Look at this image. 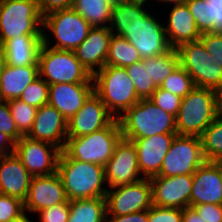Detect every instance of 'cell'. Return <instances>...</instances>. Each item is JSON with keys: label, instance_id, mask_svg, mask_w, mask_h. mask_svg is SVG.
Here are the masks:
<instances>
[{"label": "cell", "instance_id": "cell-31", "mask_svg": "<svg viewBox=\"0 0 222 222\" xmlns=\"http://www.w3.org/2000/svg\"><path fill=\"white\" fill-rule=\"evenodd\" d=\"M200 138L205 160L222 162V120L216 117Z\"/></svg>", "mask_w": 222, "mask_h": 222}, {"label": "cell", "instance_id": "cell-44", "mask_svg": "<svg viewBox=\"0 0 222 222\" xmlns=\"http://www.w3.org/2000/svg\"><path fill=\"white\" fill-rule=\"evenodd\" d=\"M193 208L205 222H222V205L220 204H198Z\"/></svg>", "mask_w": 222, "mask_h": 222}, {"label": "cell", "instance_id": "cell-1", "mask_svg": "<svg viewBox=\"0 0 222 222\" xmlns=\"http://www.w3.org/2000/svg\"><path fill=\"white\" fill-rule=\"evenodd\" d=\"M57 173L62 179L69 201L106 196L108 189L102 187L106 184L102 165L69 158L61 151L57 163Z\"/></svg>", "mask_w": 222, "mask_h": 222}, {"label": "cell", "instance_id": "cell-41", "mask_svg": "<svg viewBox=\"0 0 222 222\" xmlns=\"http://www.w3.org/2000/svg\"><path fill=\"white\" fill-rule=\"evenodd\" d=\"M0 131L8 135L15 143L22 138L11 116L8 101L0 100Z\"/></svg>", "mask_w": 222, "mask_h": 222}, {"label": "cell", "instance_id": "cell-24", "mask_svg": "<svg viewBox=\"0 0 222 222\" xmlns=\"http://www.w3.org/2000/svg\"><path fill=\"white\" fill-rule=\"evenodd\" d=\"M164 26L167 40L172 49H177L182 44L199 40L201 33L196 26L194 17L187 4L174 5Z\"/></svg>", "mask_w": 222, "mask_h": 222}, {"label": "cell", "instance_id": "cell-50", "mask_svg": "<svg viewBox=\"0 0 222 222\" xmlns=\"http://www.w3.org/2000/svg\"><path fill=\"white\" fill-rule=\"evenodd\" d=\"M215 95V114L222 120V86L214 89Z\"/></svg>", "mask_w": 222, "mask_h": 222}, {"label": "cell", "instance_id": "cell-39", "mask_svg": "<svg viewBox=\"0 0 222 222\" xmlns=\"http://www.w3.org/2000/svg\"><path fill=\"white\" fill-rule=\"evenodd\" d=\"M25 212L24 201L0 193V222H8Z\"/></svg>", "mask_w": 222, "mask_h": 222}, {"label": "cell", "instance_id": "cell-15", "mask_svg": "<svg viewBox=\"0 0 222 222\" xmlns=\"http://www.w3.org/2000/svg\"><path fill=\"white\" fill-rule=\"evenodd\" d=\"M152 186V204L159 207H190L192 174L171 177L153 176L149 178Z\"/></svg>", "mask_w": 222, "mask_h": 222}, {"label": "cell", "instance_id": "cell-37", "mask_svg": "<svg viewBox=\"0 0 222 222\" xmlns=\"http://www.w3.org/2000/svg\"><path fill=\"white\" fill-rule=\"evenodd\" d=\"M186 4L200 33L211 32L209 3L206 0H188Z\"/></svg>", "mask_w": 222, "mask_h": 222}, {"label": "cell", "instance_id": "cell-45", "mask_svg": "<svg viewBox=\"0 0 222 222\" xmlns=\"http://www.w3.org/2000/svg\"><path fill=\"white\" fill-rule=\"evenodd\" d=\"M209 3L211 32L222 33V0H206Z\"/></svg>", "mask_w": 222, "mask_h": 222}, {"label": "cell", "instance_id": "cell-17", "mask_svg": "<svg viewBox=\"0 0 222 222\" xmlns=\"http://www.w3.org/2000/svg\"><path fill=\"white\" fill-rule=\"evenodd\" d=\"M206 203L222 205V162L205 161L192 174L190 207Z\"/></svg>", "mask_w": 222, "mask_h": 222}, {"label": "cell", "instance_id": "cell-26", "mask_svg": "<svg viewBox=\"0 0 222 222\" xmlns=\"http://www.w3.org/2000/svg\"><path fill=\"white\" fill-rule=\"evenodd\" d=\"M38 77V65L16 67L6 64L0 79V100L19 99L24 89Z\"/></svg>", "mask_w": 222, "mask_h": 222}, {"label": "cell", "instance_id": "cell-40", "mask_svg": "<svg viewBox=\"0 0 222 222\" xmlns=\"http://www.w3.org/2000/svg\"><path fill=\"white\" fill-rule=\"evenodd\" d=\"M148 222H182V209L152 205L148 209Z\"/></svg>", "mask_w": 222, "mask_h": 222}, {"label": "cell", "instance_id": "cell-47", "mask_svg": "<svg viewBox=\"0 0 222 222\" xmlns=\"http://www.w3.org/2000/svg\"><path fill=\"white\" fill-rule=\"evenodd\" d=\"M106 222H148V210L120 216H106Z\"/></svg>", "mask_w": 222, "mask_h": 222}, {"label": "cell", "instance_id": "cell-38", "mask_svg": "<svg viewBox=\"0 0 222 222\" xmlns=\"http://www.w3.org/2000/svg\"><path fill=\"white\" fill-rule=\"evenodd\" d=\"M149 100L164 111L171 113L175 117L181 106L182 98L160 87L153 92Z\"/></svg>", "mask_w": 222, "mask_h": 222}, {"label": "cell", "instance_id": "cell-18", "mask_svg": "<svg viewBox=\"0 0 222 222\" xmlns=\"http://www.w3.org/2000/svg\"><path fill=\"white\" fill-rule=\"evenodd\" d=\"M67 201L62 179L57 172L49 176H32L24 209L25 212L37 213Z\"/></svg>", "mask_w": 222, "mask_h": 222}, {"label": "cell", "instance_id": "cell-49", "mask_svg": "<svg viewBox=\"0 0 222 222\" xmlns=\"http://www.w3.org/2000/svg\"><path fill=\"white\" fill-rule=\"evenodd\" d=\"M182 222H205L202 216L193 208L186 207L182 209Z\"/></svg>", "mask_w": 222, "mask_h": 222}, {"label": "cell", "instance_id": "cell-55", "mask_svg": "<svg viewBox=\"0 0 222 222\" xmlns=\"http://www.w3.org/2000/svg\"><path fill=\"white\" fill-rule=\"evenodd\" d=\"M119 1H127V0H115V2H119Z\"/></svg>", "mask_w": 222, "mask_h": 222}, {"label": "cell", "instance_id": "cell-12", "mask_svg": "<svg viewBox=\"0 0 222 222\" xmlns=\"http://www.w3.org/2000/svg\"><path fill=\"white\" fill-rule=\"evenodd\" d=\"M106 216H120L152 207V186L149 178L117 187L106 192Z\"/></svg>", "mask_w": 222, "mask_h": 222}, {"label": "cell", "instance_id": "cell-11", "mask_svg": "<svg viewBox=\"0 0 222 222\" xmlns=\"http://www.w3.org/2000/svg\"><path fill=\"white\" fill-rule=\"evenodd\" d=\"M122 37L137 49L141 59L155 57L171 49L164 24L149 12L126 29Z\"/></svg>", "mask_w": 222, "mask_h": 222}, {"label": "cell", "instance_id": "cell-10", "mask_svg": "<svg viewBox=\"0 0 222 222\" xmlns=\"http://www.w3.org/2000/svg\"><path fill=\"white\" fill-rule=\"evenodd\" d=\"M205 161L199 136L176 135L158 176L193 174Z\"/></svg>", "mask_w": 222, "mask_h": 222}, {"label": "cell", "instance_id": "cell-23", "mask_svg": "<svg viewBox=\"0 0 222 222\" xmlns=\"http://www.w3.org/2000/svg\"><path fill=\"white\" fill-rule=\"evenodd\" d=\"M32 175L15 153L0 157V193L24 201Z\"/></svg>", "mask_w": 222, "mask_h": 222}, {"label": "cell", "instance_id": "cell-25", "mask_svg": "<svg viewBox=\"0 0 222 222\" xmlns=\"http://www.w3.org/2000/svg\"><path fill=\"white\" fill-rule=\"evenodd\" d=\"M43 35H21L7 40L1 47L6 63L23 67L38 65V55L43 44Z\"/></svg>", "mask_w": 222, "mask_h": 222}, {"label": "cell", "instance_id": "cell-20", "mask_svg": "<svg viewBox=\"0 0 222 222\" xmlns=\"http://www.w3.org/2000/svg\"><path fill=\"white\" fill-rule=\"evenodd\" d=\"M112 34L109 27H92L86 39L74 50L76 58L91 76L106 66Z\"/></svg>", "mask_w": 222, "mask_h": 222}, {"label": "cell", "instance_id": "cell-7", "mask_svg": "<svg viewBox=\"0 0 222 222\" xmlns=\"http://www.w3.org/2000/svg\"><path fill=\"white\" fill-rule=\"evenodd\" d=\"M92 26L75 10L63 9L50 12L43 16V44L54 49L74 51L87 37ZM55 44L51 45L49 35Z\"/></svg>", "mask_w": 222, "mask_h": 222}, {"label": "cell", "instance_id": "cell-43", "mask_svg": "<svg viewBox=\"0 0 222 222\" xmlns=\"http://www.w3.org/2000/svg\"><path fill=\"white\" fill-rule=\"evenodd\" d=\"M199 40L207 52L222 66V33H202Z\"/></svg>", "mask_w": 222, "mask_h": 222}, {"label": "cell", "instance_id": "cell-28", "mask_svg": "<svg viewBox=\"0 0 222 222\" xmlns=\"http://www.w3.org/2000/svg\"><path fill=\"white\" fill-rule=\"evenodd\" d=\"M113 0H74L72 9L92 27H109Z\"/></svg>", "mask_w": 222, "mask_h": 222}, {"label": "cell", "instance_id": "cell-29", "mask_svg": "<svg viewBox=\"0 0 222 222\" xmlns=\"http://www.w3.org/2000/svg\"><path fill=\"white\" fill-rule=\"evenodd\" d=\"M148 12L140 5L127 1L114 2L111 13L109 28L113 35L123 36L133 23L142 19Z\"/></svg>", "mask_w": 222, "mask_h": 222}, {"label": "cell", "instance_id": "cell-53", "mask_svg": "<svg viewBox=\"0 0 222 222\" xmlns=\"http://www.w3.org/2000/svg\"><path fill=\"white\" fill-rule=\"evenodd\" d=\"M25 213L26 212L15 219L9 220L8 222H32L29 220V217Z\"/></svg>", "mask_w": 222, "mask_h": 222}, {"label": "cell", "instance_id": "cell-21", "mask_svg": "<svg viewBox=\"0 0 222 222\" xmlns=\"http://www.w3.org/2000/svg\"><path fill=\"white\" fill-rule=\"evenodd\" d=\"M176 135L158 134L142 139H127L136 146L140 173L144 178L159 174L163 159Z\"/></svg>", "mask_w": 222, "mask_h": 222}, {"label": "cell", "instance_id": "cell-33", "mask_svg": "<svg viewBox=\"0 0 222 222\" xmlns=\"http://www.w3.org/2000/svg\"><path fill=\"white\" fill-rule=\"evenodd\" d=\"M179 65V56L176 49H170L166 53L149 57V74L156 87H160L162 82Z\"/></svg>", "mask_w": 222, "mask_h": 222}, {"label": "cell", "instance_id": "cell-8", "mask_svg": "<svg viewBox=\"0 0 222 222\" xmlns=\"http://www.w3.org/2000/svg\"><path fill=\"white\" fill-rule=\"evenodd\" d=\"M39 76L49 85L93 83L92 76L76 58L74 51L54 49L42 44L38 55Z\"/></svg>", "mask_w": 222, "mask_h": 222}, {"label": "cell", "instance_id": "cell-4", "mask_svg": "<svg viewBox=\"0 0 222 222\" xmlns=\"http://www.w3.org/2000/svg\"><path fill=\"white\" fill-rule=\"evenodd\" d=\"M122 138L118 119L91 134L67 138L63 152L72 159L105 166Z\"/></svg>", "mask_w": 222, "mask_h": 222}, {"label": "cell", "instance_id": "cell-30", "mask_svg": "<svg viewBox=\"0 0 222 222\" xmlns=\"http://www.w3.org/2000/svg\"><path fill=\"white\" fill-rule=\"evenodd\" d=\"M141 60L137 49L128 40L122 36L112 34L106 66L126 68Z\"/></svg>", "mask_w": 222, "mask_h": 222}, {"label": "cell", "instance_id": "cell-36", "mask_svg": "<svg viewBox=\"0 0 222 222\" xmlns=\"http://www.w3.org/2000/svg\"><path fill=\"white\" fill-rule=\"evenodd\" d=\"M49 84L40 76L31 82L22 92L19 99L36 108L48 104Z\"/></svg>", "mask_w": 222, "mask_h": 222}, {"label": "cell", "instance_id": "cell-35", "mask_svg": "<svg viewBox=\"0 0 222 222\" xmlns=\"http://www.w3.org/2000/svg\"><path fill=\"white\" fill-rule=\"evenodd\" d=\"M160 88L184 98L195 88V85L191 76L179 64L164 82H162Z\"/></svg>", "mask_w": 222, "mask_h": 222}, {"label": "cell", "instance_id": "cell-19", "mask_svg": "<svg viewBox=\"0 0 222 222\" xmlns=\"http://www.w3.org/2000/svg\"><path fill=\"white\" fill-rule=\"evenodd\" d=\"M67 120L50 104L37 108L29 138L53 144L61 151L67 139Z\"/></svg>", "mask_w": 222, "mask_h": 222}, {"label": "cell", "instance_id": "cell-51", "mask_svg": "<svg viewBox=\"0 0 222 222\" xmlns=\"http://www.w3.org/2000/svg\"><path fill=\"white\" fill-rule=\"evenodd\" d=\"M6 64L7 63H6V59H5V54H4L2 47L0 46V79H1V76H2V73L4 71Z\"/></svg>", "mask_w": 222, "mask_h": 222}, {"label": "cell", "instance_id": "cell-9", "mask_svg": "<svg viewBox=\"0 0 222 222\" xmlns=\"http://www.w3.org/2000/svg\"><path fill=\"white\" fill-rule=\"evenodd\" d=\"M176 50L179 64L191 76L195 87L214 90L222 86V66L200 40L182 44Z\"/></svg>", "mask_w": 222, "mask_h": 222}, {"label": "cell", "instance_id": "cell-14", "mask_svg": "<svg viewBox=\"0 0 222 222\" xmlns=\"http://www.w3.org/2000/svg\"><path fill=\"white\" fill-rule=\"evenodd\" d=\"M104 172L109 188L132 184L144 178L140 173L137 149L132 141L120 139L112 157L104 166Z\"/></svg>", "mask_w": 222, "mask_h": 222}, {"label": "cell", "instance_id": "cell-16", "mask_svg": "<svg viewBox=\"0 0 222 222\" xmlns=\"http://www.w3.org/2000/svg\"><path fill=\"white\" fill-rule=\"evenodd\" d=\"M115 118L93 92L67 122V138L85 136L107 127Z\"/></svg>", "mask_w": 222, "mask_h": 222}, {"label": "cell", "instance_id": "cell-2", "mask_svg": "<svg viewBox=\"0 0 222 222\" xmlns=\"http://www.w3.org/2000/svg\"><path fill=\"white\" fill-rule=\"evenodd\" d=\"M118 121L124 139L177 134L176 117L156 106L149 99H140L119 117Z\"/></svg>", "mask_w": 222, "mask_h": 222}, {"label": "cell", "instance_id": "cell-27", "mask_svg": "<svg viewBox=\"0 0 222 222\" xmlns=\"http://www.w3.org/2000/svg\"><path fill=\"white\" fill-rule=\"evenodd\" d=\"M67 222H106V198L94 197L69 201Z\"/></svg>", "mask_w": 222, "mask_h": 222}, {"label": "cell", "instance_id": "cell-46", "mask_svg": "<svg viewBox=\"0 0 222 222\" xmlns=\"http://www.w3.org/2000/svg\"><path fill=\"white\" fill-rule=\"evenodd\" d=\"M74 0H37L38 8L42 16L63 9H71Z\"/></svg>", "mask_w": 222, "mask_h": 222}, {"label": "cell", "instance_id": "cell-22", "mask_svg": "<svg viewBox=\"0 0 222 222\" xmlns=\"http://www.w3.org/2000/svg\"><path fill=\"white\" fill-rule=\"evenodd\" d=\"M94 92L93 83H57L49 85L48 104L68 121Z\"/></svg>", "mask_w": 222, "mask_h": 222}, {"label": "cell", "instance_id": "cell-52", "mask_svg": "<svg viewBox=\"0 0 222 222\" xmlns=\"http://www.w3.org/2000/svg\"><path fill=\"white\" fill-rule=\"evenodd\" d=\"M157 1V0H156ZM159 1V3L160 2H164V3H166V4H172L173 3V6L174 5H182V4H186L187 2H188V0H158Z\"/></svg>", "mask_w": 222, "mask_h": 222}, {"label": "cell", "instance_id": "cell-34", "mask_svg": "<svg viewBox=\"0 0 222 222\" xmlns=\"http://www.w3.org/2000/svg\"><path fill=\"white\" fill-rule=\"evenodd\" d=\"M8 106L16 123L18 133L21 136H28L33 127L37 108L20 99L9 100Z\"/></svg>", "mask_w": 222, "mask_h": 222}, {"label": "cell", "instance_id": "cell-6", "mask_svg": "<svg viewBox=\"0 0 222 222\" xmlns=\"http://www.w3.org/2000/svg\"><path fill=\"white\" fill-rule=\"evenodd\" d=\"M216 118L215 95L210 88H193L176 116L177 135L201 136Z\"/></svg>", "mask_w": 222, "mask_h": 222}, {"label": "cell", "instance_id": "cell-32", "mask_svg": "<svg viewBox=\"0 0 222 222\" xmlns=\"http://www.w3.org/2000/svg\"><path fill=\"white\" fill-rule=\"evenodd\" d=\"M139 99H149L157 89L149 74V58L125 68Z\"/></svg>", "mask_w": 222, "mask_h": 222}, {"label": "cell", "instance_id": "cell-5", "mask_svg": "<svg viewBox=\"0 0 222 222\" xmlns=\"http://www.w3.org/2000/svg\"><path fill=\"white\" fill-rule=\"evenodd\" d=\"M37 0H0V46L21 35H43Z\"/></svg>", "mask_w": 222, "mask_h": 222}, {"label": "cell", "instance_id": "cell-13", "mask_svg": "<svg viewBox=\"0 0 222 222\" xmlns=\"http://www.w3.org/2000/svg\"><path fill=\"white\" fill-rule=\"evenodd\" d=\"M61 150L51 143L22 136L15 143L14 153L32 176H49L57 172Z\"/></svg>", "mask_w": 222, "mask_h": 222}, {"label": "cell", "instance_id": "cell-48", "mask_svg": "<svg viewBox=\"0 0 222 222\" xmlns=\"http://www.w3.org/2000/svg\"><path fill=\"white\" fill-rule=\"evenodd\" d=\"M15 142L0 131V157L14 153Z\"/></svg>", "mask_w": 222, "mask_h": 222}, {"label": "cell", "instance_id": "cell-42", "mask_svg": "<svg viewBox=\"0 0 222 222\" xmlns=\"http://www.w3.org/2000/svg\"><path fill=\"white\" fill-rule=\"evenodd\" d=\"M69 200L65 203L52 205L45 208L37 214L39 215L40 222H67L69 218Z\"/></svg>", "mask_w": 222, "mask_h": 222}, {"label": "cell", "instance_id": "cell-3", "mask_svg": "<svg viewBox=\"0 0 222 222\" xmlns=\"http://www.w3.org/2000/svg\"><path fill=\"white\" fill-rule=\"evenodd\" d=\"M94 93L118 119L140 100L125 68L104 66L92 76Z\"/></svg>", "mask_w": 222, "mask_h": 222}, {"label": "cell", "instance_id": "cell-54", "mask_svg": "<svg viewBox=\"0 0 222 222\" xmlns=\"http://www.w3.org/2000/svg\"><path fill=\"white\" fill-rule=\"evenodd\" d=\"M127 2L136 4V5H140V6H144V7H145L146 3L149 4V0H127Z\"/></svg>", "mask_w": 222, "mask_h": 222}]
</instances>
